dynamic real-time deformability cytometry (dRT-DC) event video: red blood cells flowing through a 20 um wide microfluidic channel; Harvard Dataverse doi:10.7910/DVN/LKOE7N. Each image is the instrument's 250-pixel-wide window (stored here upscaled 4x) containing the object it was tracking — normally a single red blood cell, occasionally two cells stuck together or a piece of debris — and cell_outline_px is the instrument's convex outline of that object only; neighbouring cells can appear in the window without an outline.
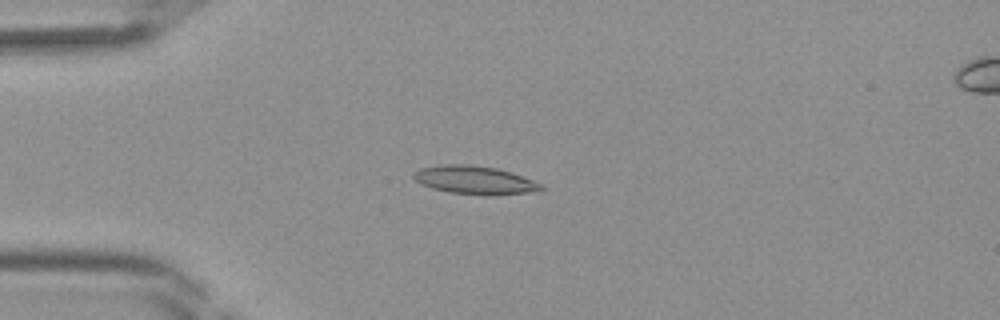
{"species": "Egyptian fruit bat (a non-hibernating species)", "species_latin": "Rousettus aegyptiacus", "temperature_condition": "room temperature", "stored_images_in_passage": 42, "camera_frame_rate_fps": 3000, "um_per_image_px": 0.085, "frame": {"image": 1, "passage_image": 11, "time_ms": 3.333, "image_size_px": [1000, 320], "cell_outline_px": [[544, 188], [540, 192], [496, 196], [488, 196], [452, 192], [432, 188], [420, 184], [412, 176], [412, 172], [420, 168], [440, 164], [468, 164], [496, 168], [512, 172], [544, 184]], "centroid_in_image_um": [40.42, 15.32], "position_along_channel_um": 44.6, "area_um2": 21.56}}
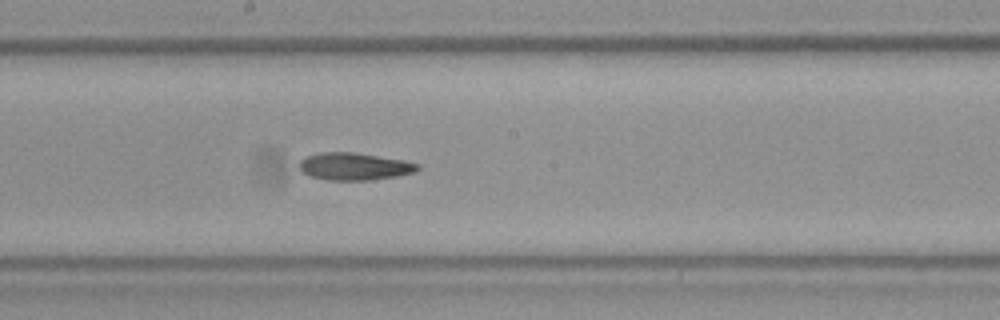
{"frame": {"image": 2, "passage_image": 23, "time_ms": 7.333, "image_size_px": [1000, 320], "cell_outline_px": [[420, 168], [416, 172], [396, 176], [372, 180], [328, 180], [308, 176], [300, 172], [300, 160], [304, 156], [320, 152], [356, 152], [404, 160], [420, 164]], "centroid_in_image_um": [30.1, 14.14], "position_along_channel_um": 218.1, "area_um2": 19.19}}
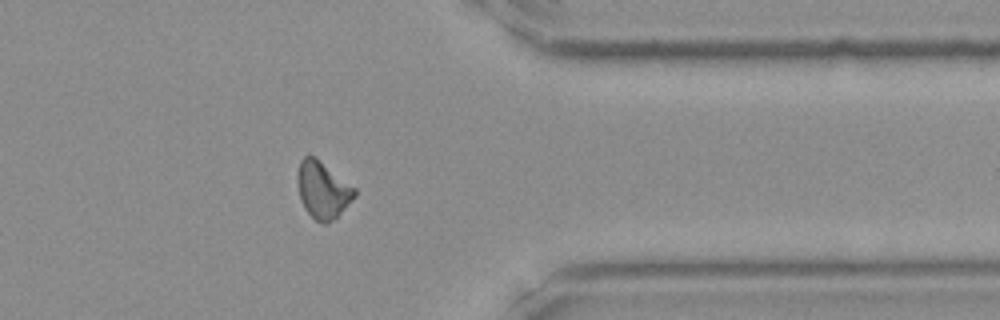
{"frame": {"image": 3, "passage_image": 34, "time_ms": 11.0, "image_size_px": [1000, 320], "cell_outline_px": [[356, 196], [332, 220], [324, 224], [320, 224], [304, 208], [300, 200], [296, 180], [296, 176], [300, 160], [308, 152], [316, 156], [356, 188]], "centroid_in_image_um": [27.4, 16.08], "position_along_channel_um": 384.0, "area_um2": 19.25}}